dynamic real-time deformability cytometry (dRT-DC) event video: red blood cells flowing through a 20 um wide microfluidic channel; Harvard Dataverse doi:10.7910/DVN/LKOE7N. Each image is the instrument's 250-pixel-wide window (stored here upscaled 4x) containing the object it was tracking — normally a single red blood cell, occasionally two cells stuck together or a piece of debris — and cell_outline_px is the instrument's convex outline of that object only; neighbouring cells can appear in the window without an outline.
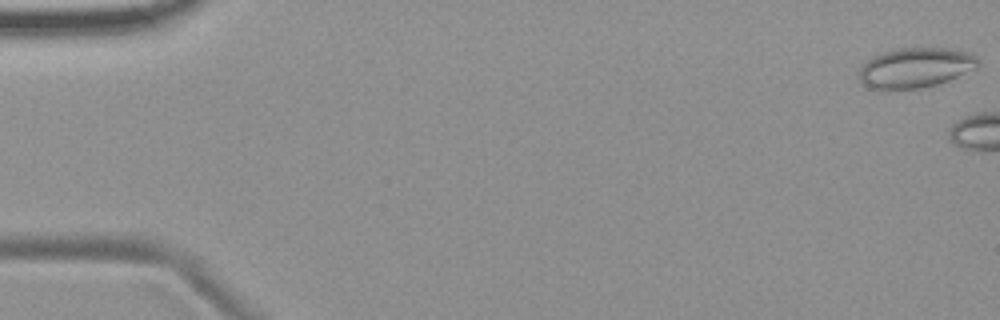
{"species": "common noctule bat (a hibernating species)", "species_latin": "Nyctalus noctula", "temperature_condition": "room temperature", "stored_images_in_passage": 4, "camera_frame_rate_fps": 3000, "um_per_image_px": 0.085, "animal": {"sex": "female", "body_mass_g": 19.9}, "frame": {"image": 1, "passage_image": 1, "time_ms": 0.0, "image_size_px": [1000, 320], "cell_outline_px": [[980, 64], [976, 68], [948, 80], [936, 84], [920, 88], [868, 88], [860, 80], [860, 68], [868, 60], [884, 52], [900, 48], [952, 48], [968, 52], [976, 56]], "centroid_in_image_um": [77.86, 5.74], "position_along_channel_um": 7.1, "area_um2": 27.22}}